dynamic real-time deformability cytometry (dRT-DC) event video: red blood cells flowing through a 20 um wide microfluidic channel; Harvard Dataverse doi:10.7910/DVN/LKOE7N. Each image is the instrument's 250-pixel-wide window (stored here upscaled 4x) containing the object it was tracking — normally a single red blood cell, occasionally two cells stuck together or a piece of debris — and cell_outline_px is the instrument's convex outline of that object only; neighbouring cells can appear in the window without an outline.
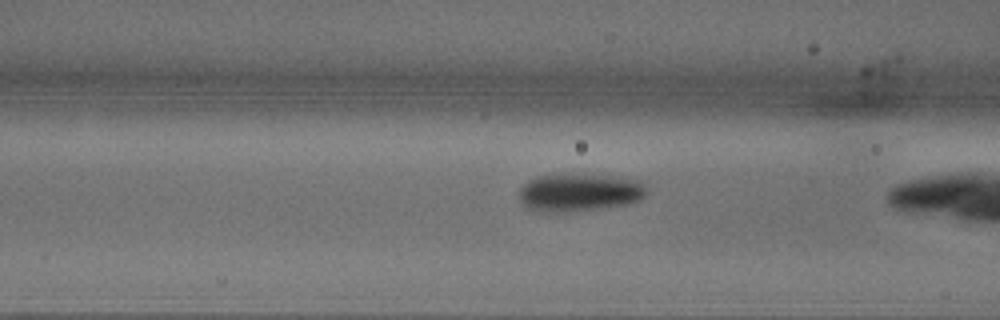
{"species": "common noctule bat (a hibernating species)", "species_latin": "Nyctalus noctula", "temperature_condition": "warm", "stored_images_in_passage": 19, "camera_frame_rate_fps": 3000, "um_per_image_px": 0.085, "animal": {"sex": "male", "body_mass_g": 18.8}, "frame": {"image": 1, "passage_image": 18, "time_ms": 5.667, "image_size_px": [1000, 320], "cell_outline_px": [[644, 196], [640, 200], [628, 204], [604, 208], [568, 212], [552, 212], [528, 208], [520, 200], [520, 188], [528, 180], [536, 176], [560, 172], [608, 176], [640, 180], [644, 184]], "centroid_in_image_um": [49.22, 16.33], "position_along_channel_um": 117.4, "area_um2": 28.44}}